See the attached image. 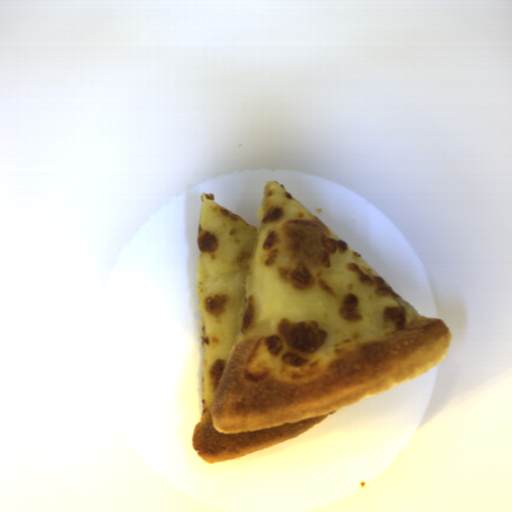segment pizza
Listing matches in <instances>:
<instances>
[{"label": "pizza", "mask_w": 512, "mask_h": 512, "mask_svg": "<svg viewBox=\"0 0 512 512\" xmlns=\"http://www.w3.org/2000/svg\"><path fill=\"white\" fill-rule=\"evenodd\" d=\"M257 227L201 193L196 291L200 419L209 464L298 438L328 415L437 368L453 342L287 188Z\"/></svg>", "instance_id": "dd6c1bee"}]
</instances>
